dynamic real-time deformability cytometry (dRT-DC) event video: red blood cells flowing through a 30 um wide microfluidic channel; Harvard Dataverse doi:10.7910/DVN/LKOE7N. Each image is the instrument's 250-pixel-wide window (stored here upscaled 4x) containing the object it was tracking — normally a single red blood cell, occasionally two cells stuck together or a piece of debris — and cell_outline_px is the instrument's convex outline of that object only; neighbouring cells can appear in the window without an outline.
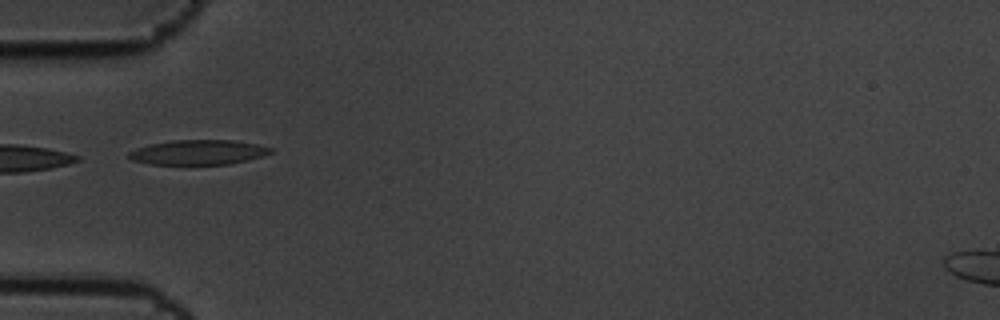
{"species": "common noctule bat (a hibernating species)", "species_latin": "Nyctalus noctula", "temperature_condition": "cold", "stored_images_in_passage": 7, "camera_frame_rate_fps": 3000, "um_per_image_px": 0.085, "animal": {"sex": "male", "body_mass_g": 19.5, "forearm_length_mm": 54.6}, "frame": {"image": 1, "passage_image": 1, "time_ms": 0.0, "image_size_px": [1000, 320], "cell_outline_px": [[272, 152], [264, 156], [248, 160], [228, 164], [148, 164], [132, 160], [128, 156], [128, 152], [136, 148], [152, 144], [172, 140], [232, 140], [256, 144], [272, 148]], "centroid_in_image_um": [16.85, 12.94], "position_along_channel_um": 68.1, "area_um2": 20.4}}
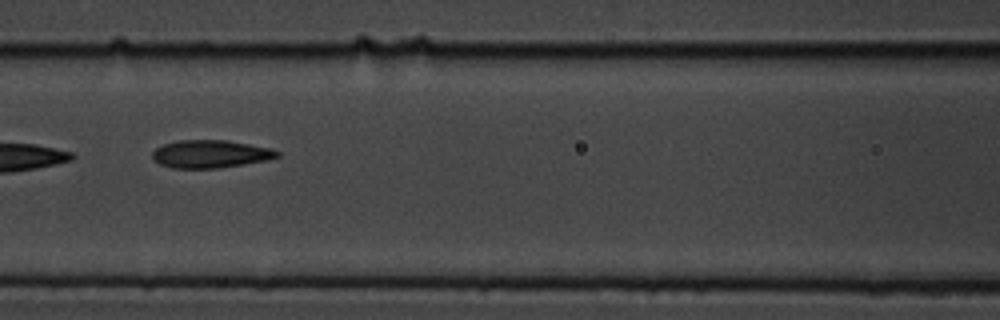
{"frame": {"image": 2, "passage_image": 3, "time_ms": 0.667, "image_size_px": [1000, 320], "cell_outline_px": [[280, 156], [268, 160], [220, 168], [172, 168], [160, 164], [152, 160], [152, 152], [156, 148], [164, 144], [180, 140], [228, 140], [272, 148], [280, 152]], "centroid_in_image_um": [17.9, 13.09], "position_along_channel_um": 148.7, "area_um2": 20.4}}
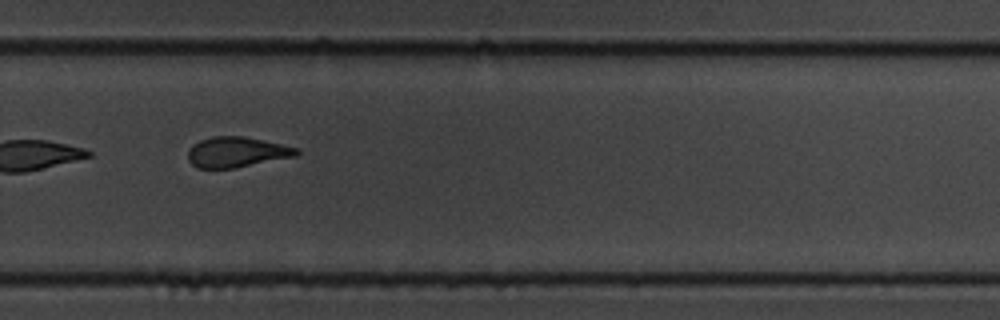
{"frame": {"image": 3, "passage_image": 7, "time_ms": 2.0, "image_size_px": [1000, 320], "cell_outline_px": [[300, 152], [296, 156], [236, 168], [196, 168], [188, 160], [188, 152], [200, 140], [212, 136], [244, 136], [280, 144], [296, 148]], "centroid_in_image_um": [20.12, 12.94], "position_along_channel_um": 309.7, "area_um2": 19.02}}